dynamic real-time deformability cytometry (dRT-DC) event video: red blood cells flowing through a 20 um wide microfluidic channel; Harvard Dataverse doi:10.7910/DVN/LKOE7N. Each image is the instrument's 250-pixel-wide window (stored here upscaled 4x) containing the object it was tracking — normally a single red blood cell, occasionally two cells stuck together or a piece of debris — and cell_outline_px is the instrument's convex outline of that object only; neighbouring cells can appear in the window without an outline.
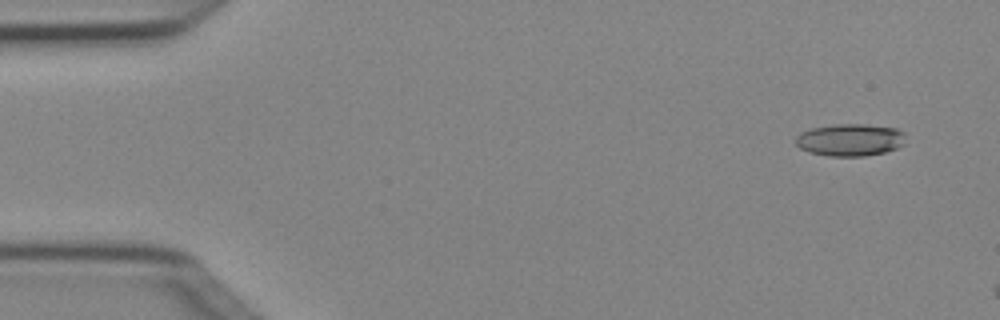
{"species": "Egyptian fruit bat (a non-hibernating species)", "species_latin": "Rousettus aegyptiacus", "temperature_condition": "cold", "stored_images_in_passage": 4, "camera_frame_rate_fps": 3000, "um_per_image_px": 0.085, "animal": {"sex": "female"}, "frame": {"image": 1, "passage_image": 2, "time_ms": 0.333, "image_size_px": [1000, 320], "cell_outline_px": [[904, 144], [896, 148], [884, 152], [864, 156], [828, 156], [808, 152], [800, 148], [796, 144], [796, 136], [800, 132], [812, 128], [836, 124], [864, 124], [896, 128], [904, 132]], "centroid_in_image_um": [72.24, 11.89], "position_along_channel_um": 12.8, "area_um2": 20.69}}